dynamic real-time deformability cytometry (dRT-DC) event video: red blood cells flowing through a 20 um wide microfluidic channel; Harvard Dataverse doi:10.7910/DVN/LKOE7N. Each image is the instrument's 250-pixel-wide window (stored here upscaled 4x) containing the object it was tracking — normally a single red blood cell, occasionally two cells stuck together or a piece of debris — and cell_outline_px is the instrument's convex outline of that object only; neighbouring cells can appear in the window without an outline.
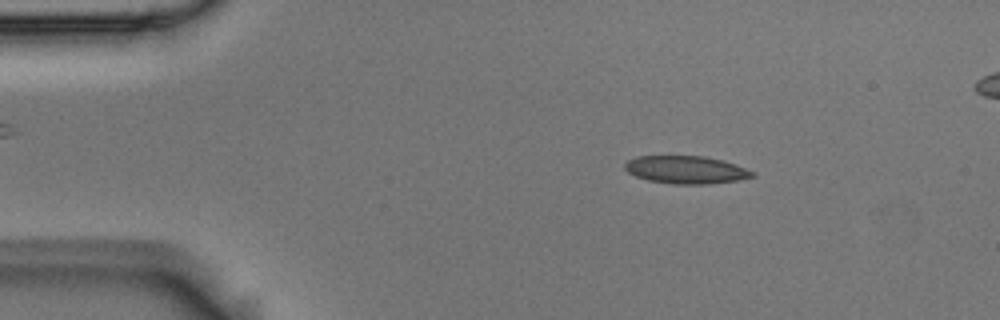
{"species": "Egyptian fruit bat (a non-hibernating species)", "species_latin": "Rousettus aegyptiacus", "temperature_condition": "room temperature", "stored_images_in_passage": 54, "camera_frame_rate_fps": 3000, "um_per_image_px": 0.085, "animal": {"sex": "male"}, "frame": {"image": 1, "passage_image": 8, "time_ms": 2.333, "image_size_px": [1000, 320], "cell_outline_px": [[756, 176], [736, 180], [708, 184], [676, 184], [648, 180], [636, 176], [628, 172], [624, 168], [624, 164], [628, 160], [636, 156], [704, 156], [724, 160], [736, 164], [756, 172]], "centroid_in_image_um": [58.34, 14.42], "position_along_channel_um": 26.7, "area_um2": 20.69}}
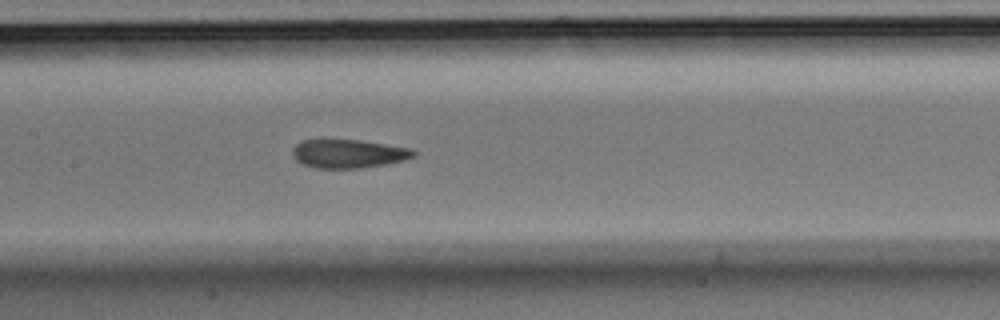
{"frame": {"image": 2, "passage_image": 25, "time_ms": 8.0, "image_size_px": [1000, 320], "cell_outline_px": [[416, 156], [404, 160], [388, 164], [360, 168], [316, 168], [304, 164], [296, 160], [292, 156], [292, 148], [300, 140], [360, 140], [412, 148], [416, 152]], "centroid_in_image_um": [29.63, 13.06], "position_along_channel_um": 177.8, "area_um2": 20.29}}
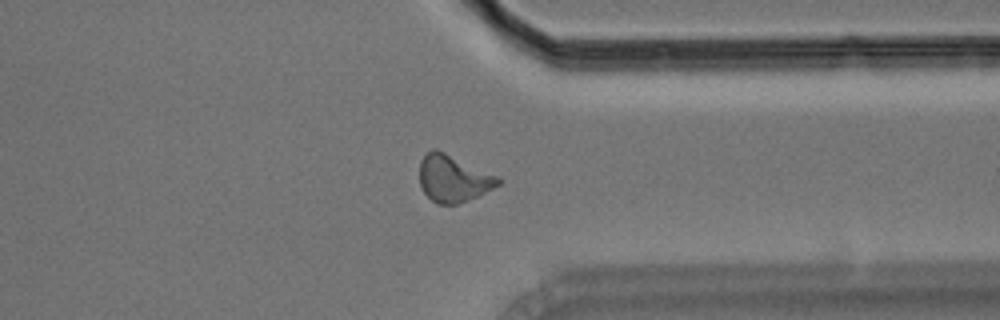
{"frame": {"image": 3, "passage_image": 41, "time_ms": 13.333, "image_size_px": [1000, 320], "cell_outline_px": [[504, 180], [500, 184], [468, 200], [456, 204], [436, 204], [424, 192], [420, 184], [420, 160], [432, 148], [436, 148], [496, 176]], "centroid_in_image_um": [38.5, 15.17], "position_along_channel_um": 372.9, "area_um2": 21.1}, "authors_computed_cell_mechanics": {"area_um2": 20.6346, "velocity_mm_per_s": 3.7031, "shape_relaxation_time_tau1_ms": null, "shape_relaxation_time_tau2_ms": 2.2542, "deformation_change_tau1": null, "deformation_change_tau2": 0.0957}}